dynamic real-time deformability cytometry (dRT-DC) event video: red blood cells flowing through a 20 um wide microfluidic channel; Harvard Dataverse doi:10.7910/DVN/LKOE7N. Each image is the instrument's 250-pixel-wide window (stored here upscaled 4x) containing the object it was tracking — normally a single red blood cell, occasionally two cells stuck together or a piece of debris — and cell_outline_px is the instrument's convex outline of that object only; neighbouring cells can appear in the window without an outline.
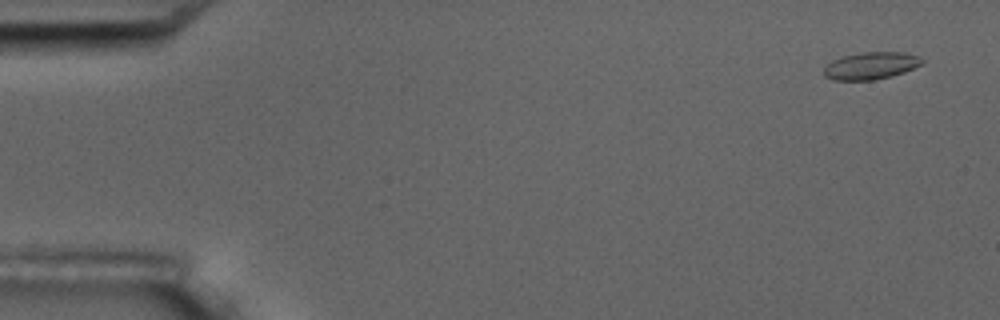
{"species": "common noctule bat (a hibernating species)", "species_latin": "Nyctalus noctula", "temperature_condition": "room temperature", "stored_images_in_passage": 4, "camera_frame_rate_fps": 3000, "um_per_image_px": 0.085, "animal": {"sex": "male", "body_mass_g": 17.5, "forearm_length_mm": 52.3}, "frame": {"image": 1, "passage_image": 1, "time_ms": 0.0, "image_size_px": [1000, 320], "cell_outline_px": [[924, 60], [920, 64], [904, 72], [892, 76], [872, 80], [832, 80], [824, 76], [824, 68], [832, 60], [844, 56], [860, 52], [904, 52], [916, 56]], "centroid_in_image_um": [73.99, 5.59], "position_along_channel_um": 11.0, "area_um2": 15.43}}
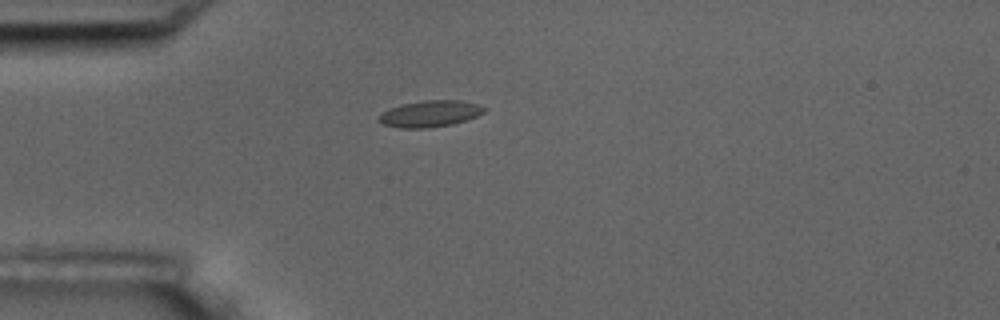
{"frame": {"image": 2, "passage_image": 4, "time_ms": 4.333, "image_size_px": [1000, 320], "cell_outline_px": [[488, 108], [484, 112], [476, 116], [452, 124], [428, 128], [400, 128], [384, 124], [376, 120], [388, 108], [400, 104], [424, 100], [460, 100], [476, 104]], "centroid_in_image_um": [36.53, 9.66], "position_along_channel_um": 48.5, "area_um2": 16.18}}